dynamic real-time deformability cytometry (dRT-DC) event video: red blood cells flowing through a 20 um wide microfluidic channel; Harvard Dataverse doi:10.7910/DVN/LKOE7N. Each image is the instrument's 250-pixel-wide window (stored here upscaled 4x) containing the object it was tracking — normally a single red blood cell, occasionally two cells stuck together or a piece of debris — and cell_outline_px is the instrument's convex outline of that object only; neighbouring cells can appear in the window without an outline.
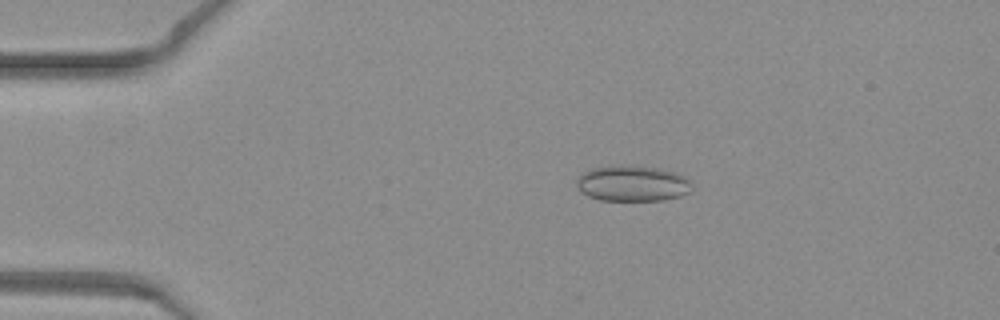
{"species": "common noctule bat (a hibernating species)", "species_latin": "Nyctalus noctula", "temperature_condition": "warm", "stored_images_in_passage": 43, "camera_frame_rate_fps": 3000, "um_per_image_px": 0.085, "animal": {"sex": "female", "body_mass_g": 19.3, "forearm_length_mm": 54.1}, "frame": {"image": 1, "passage_image": 4, "time_ms": 1.0, "image_size_px": [1000, 320], "cell_outline_px": [[692, 192], [680, 196], [664, 200], [600, 200], [588, 196], [580, 192], [576, 184], [576, 180], [588, 168], [620, 164], [660, 168], [676, 172], [684, 176], [692, 184]], "centroid_in_image_um": [53.76, 15.58], "position_along_channel_um": 31.2, "area_um2": 24.45}}
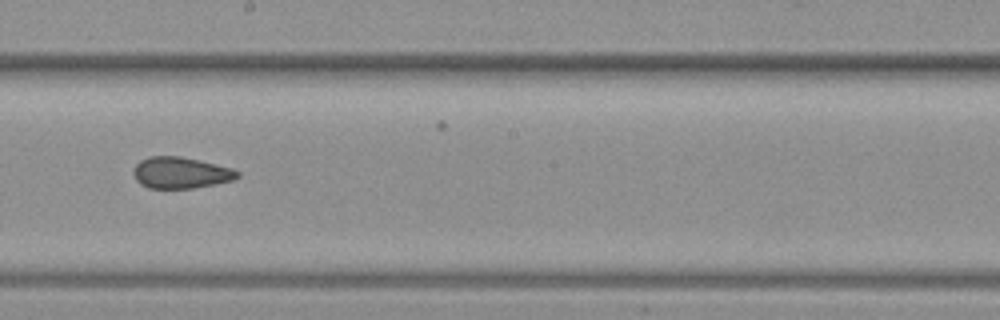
{"frame": {"image": 2, "passage_image": 22, "time_ms": 7.0, "image_size_px": [1000, 320], "cell_outline_px": [[240, 176], [232, 180], [216, 184], [192, 188], [148, 188], [140, 184], [136, 180], [132, 172], [136, 164], [140, 160], [148, 156], [180, 156], [216, 164], [232, 168], [240, 172]], "centroid_in_image_um": [15.34, 14.68], "position_along_channel_um": 232.9, "area_um2": 19.07}}
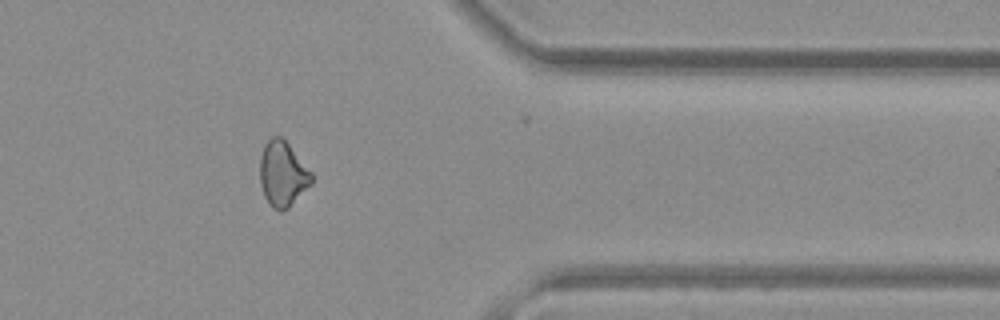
{"frame": {"image": 3, "passage_image": 34, "time_ms": 11.0, "image_size_px": [1000, 320], "cell_outline_px": [[312, 184], [288, 208], [280, 212], [272, 208], [264, 196], [260, 184], [260, 156], [264, 144], [272, 136], [280, 136], [288, 144], [312, 172]], "centroid_in_image_um": [24.01, 14.8], "position_along_channel_um": 387.4, "area_um2": 19.65}}